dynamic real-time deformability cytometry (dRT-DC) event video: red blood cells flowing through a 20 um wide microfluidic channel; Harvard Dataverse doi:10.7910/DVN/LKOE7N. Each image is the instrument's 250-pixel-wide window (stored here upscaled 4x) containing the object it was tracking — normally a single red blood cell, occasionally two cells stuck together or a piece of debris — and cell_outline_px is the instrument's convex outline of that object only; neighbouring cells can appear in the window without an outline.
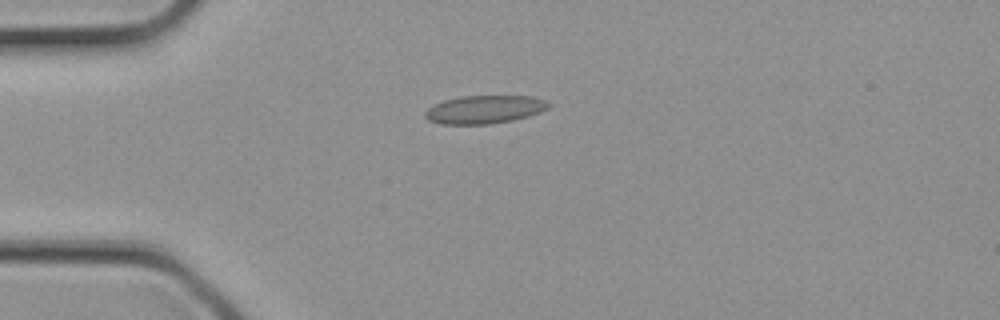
{"species": "common noctule bat (a hibernating species)", "species_latin": "Nyctalus noctula", "temperature_condition": "cold", "stored_images_in_passage": 4, "camera_frame_rate_fps": 3000, "um_per_image_px": 0.085, "animal": {"sex": "female", "body_mass_g": 21.9}, "frame": {"image": 1, "passage_image": 4, "time_ms": 1.0, "image_size_px": [1000, 320], "cell_outline_px": [[552, 104], [548, 108], [540, 112], [528, 116], [512, 120], [488, 124], [440, 124], [428, 120], [424, 116], [424, 112], [428, 108], [444, 100], [460, 96], [532, 96], [548, 100]], "centroid_in_image_um": [41.2, 9.3], "position_along_channel_um": 43.8, "area_um2": 20.35}}